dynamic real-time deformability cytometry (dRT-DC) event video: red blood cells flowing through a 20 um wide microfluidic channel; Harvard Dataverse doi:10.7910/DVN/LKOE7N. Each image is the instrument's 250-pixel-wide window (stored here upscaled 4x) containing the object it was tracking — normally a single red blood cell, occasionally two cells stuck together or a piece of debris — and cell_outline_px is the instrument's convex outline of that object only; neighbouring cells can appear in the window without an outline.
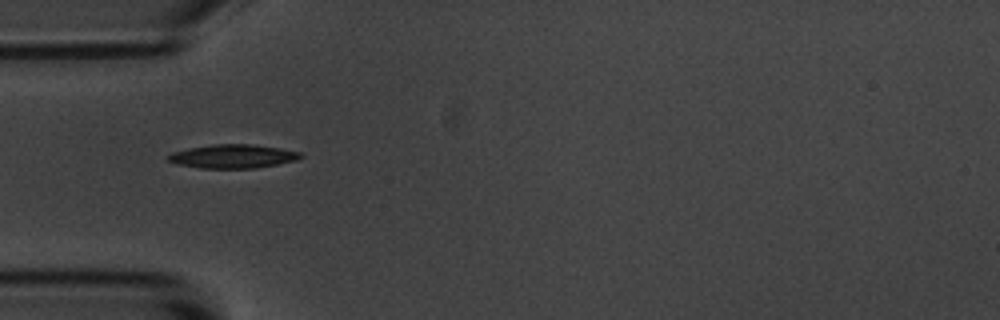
{"species": "common noctule bat (a hibernating species)", "species_latin": "Nyctalus noctula", "temperature_condition": "room temperature", "stored_images_in_passage": 34, "camera_frame_rate_fps": 3000, "um_per_image_px": 0.085, "animal": {"sex": "male", "body_mass_g": 20.1, "forearm_length_mm": 53.5}, "frame": {"image": 1, "passage_image": 1, "time_ms": 0.0, "image_size_px": [1000, 320], "cell_outline_px": [[304, 156], [296, 160], [256, 168], [200, 168], [176, 164], [168, 160], [168, 156], [172, 152], [188, 148], [212, 144], [248, 144], [280, 148], [304, 152]], "centroid_in_image_um": [19.81, 13.28], "position_along_channel_um": 65.2, "area_um2": 18.32}}
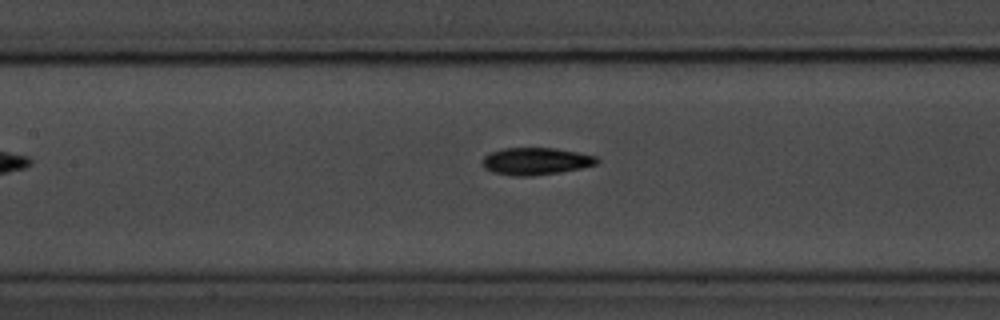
{"frame": {"image": 2, "passage_image": 9, "time_ms": 2.667, "image_size_px": [1000, 320], "cell_outline_px": [[600, 160], [596, 164], [580, 168], [560, 172], [532, 176], [512, 176], [492, 172], [484, 168], [484, 156], [492, 152], [504, 148], [556, 148], [596, 156]], "centroid_in_image_um": [45.55, 13.71], "position_along_channel_um": 161.8, "area_um2": 18.03}}
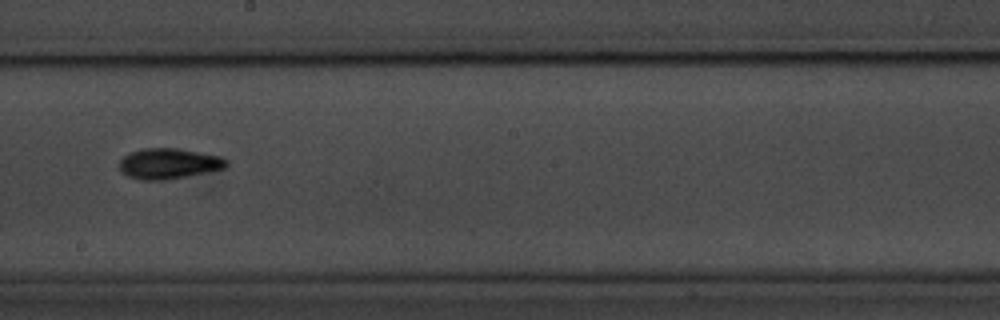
{"frame": {"image": 3, "passage_image": 15, "time_ms": 4.667, "image_size_px": [1000, 320], "cell_outline_px": [[228, 164], [224, 168], [188, 176], [164, 180], [140, 180], [128, 176], [120, 168], [120, 160], [124, 156], [132, 152], [144, 148], [180, 148], [220, 156], [228, 160]], "centroid_in_image_um": [14.37, 13.9], "position_along_channel_um": 233.8, "area_um2": 18.96}, "authors_computed_cell_mechanics": {"area_um2": 17.5712, "velocity_mm_per_s": 3.6102, "shape_relaxation_time_tau1_ms": 2.5076, "shape_relaxation_time_tau2_ms": 4.8815, "deformation_change_tau1": 0.1614, "deformation_change_tau2": 0.125}}